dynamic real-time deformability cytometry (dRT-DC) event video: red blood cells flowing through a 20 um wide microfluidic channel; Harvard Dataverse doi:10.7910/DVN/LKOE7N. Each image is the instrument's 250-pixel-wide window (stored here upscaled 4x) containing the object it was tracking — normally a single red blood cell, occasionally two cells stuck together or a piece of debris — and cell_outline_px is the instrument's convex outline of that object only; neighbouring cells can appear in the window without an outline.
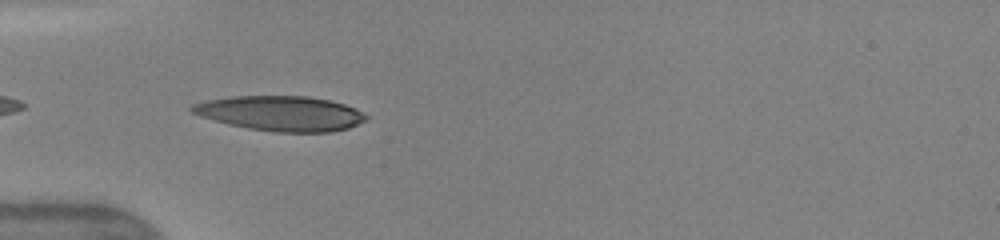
{"species": "human", "species_latin": "Homo sapiens", "temperature_condition": "warm", "stored_images_in_passage": 34, "camera_frame_rate_fps": 3000, "um_per_image_px": 0.085, "donor": {"sex": "female"}, "frame": {"image": 1, "passage_image": 1, "time_ms": 0.0, "image_size_px": [1000, 240], "cell_outline_px": [[368, 116], [364, 120], [348, 128], [328, 132], [276, 132], [248, 128], [228, 124], [200, 116], [192, 112], [188, 108], [192, 104], [204, 100], [232, 96], [308, 96], [328, 100], [344, 104], [356, 108]], "centroid_in_image_um": [23.82, 9.63], "position_along_channel_um": 61.2, "area_um2": 35.37}}
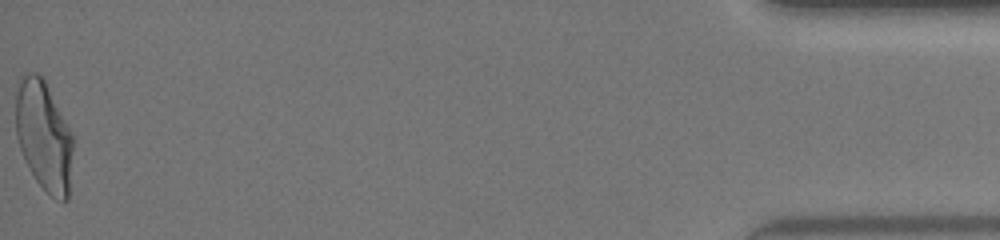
{"frame": {"image": 2, "passage_image": 34, "time_ms": 11.0, "image_size_px": [1000, 240], "cell_outline_px": [[72, 152], [68, 200], [64, 200], [52, 196], [36, 180], [24, 160], [16, 136], [16, 80], [20, 76], [28, 72], [36, 72], [44, 76], [72, 132]], "centroid_in_image_um": [3.7, 11.44], "position_along_channel_um": 431.5, "area_um2": 37.05}, "authors_computed_cell_mechanics": {"area_um2": 34.8823, "velocity_mm_per_s": 4.1916, "shape_relaxation_time_tau1_ms": 5.1743, "shape_relaxation_time_tau2_ms": 1.1469, "deformation_change_tau1": 0.2281, "deformation_change_tau2": 0.0812}}